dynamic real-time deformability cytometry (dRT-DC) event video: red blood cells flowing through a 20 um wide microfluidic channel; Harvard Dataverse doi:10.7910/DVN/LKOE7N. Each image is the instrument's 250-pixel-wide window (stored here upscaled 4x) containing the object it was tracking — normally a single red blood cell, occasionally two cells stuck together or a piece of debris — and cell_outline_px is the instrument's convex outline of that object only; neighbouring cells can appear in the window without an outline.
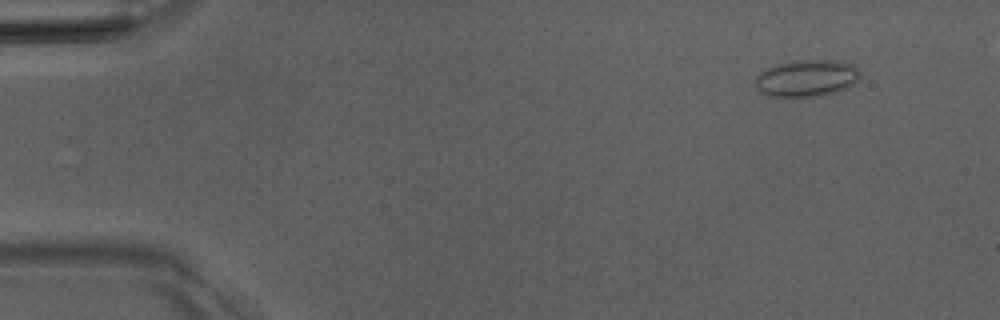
{"species": "Egyptian fruit bat (a non-hibernating species)", "species_latin": "Rousettus aegyptiacus", "temperature_condition": "room temperature", "stored_images_in_passage": 4, "camera_frame_rate_fps": 3000, "um_per_image_px": 0.085, "animal": {"sex": "male"}, "frame": {"image": 1, "passage_image": 1, "time_ms": 0.0, "image_size_px": [1000, 320], "cell_outline_px": [[860, 76], [848, 88], [836, 92], [820, 96], [764, 96], [756, 88], [756, 76], [760, 72], [776, 64], [792, 60], [832, 60], [848, 64], [856, 68], [860, 72]], "centroid_in_image_um": [68.52, 6.65], "position_along_channel_um": 16.5, "area_um2": 22.43}}
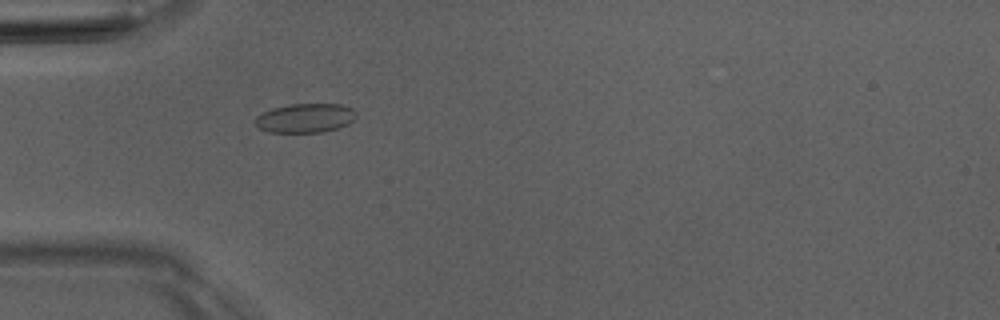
{"frame": {"image": 2, "passage_image": 4, "time_ms": 3.667, "image_size_px": [1000, 320], "cell_outline_px": [[356, 116], [348, 124], [336, 128], [320, 132], [268, 132], [260, 128], [256, 124], [256, 116], [272, 108], [288, 104], [340, 104], [352, 108], [356, 112]], "centroid_in_image_um": [25.95, 10.02], "position_along_channel_um": 59.1, "area_um2": 16.99}}